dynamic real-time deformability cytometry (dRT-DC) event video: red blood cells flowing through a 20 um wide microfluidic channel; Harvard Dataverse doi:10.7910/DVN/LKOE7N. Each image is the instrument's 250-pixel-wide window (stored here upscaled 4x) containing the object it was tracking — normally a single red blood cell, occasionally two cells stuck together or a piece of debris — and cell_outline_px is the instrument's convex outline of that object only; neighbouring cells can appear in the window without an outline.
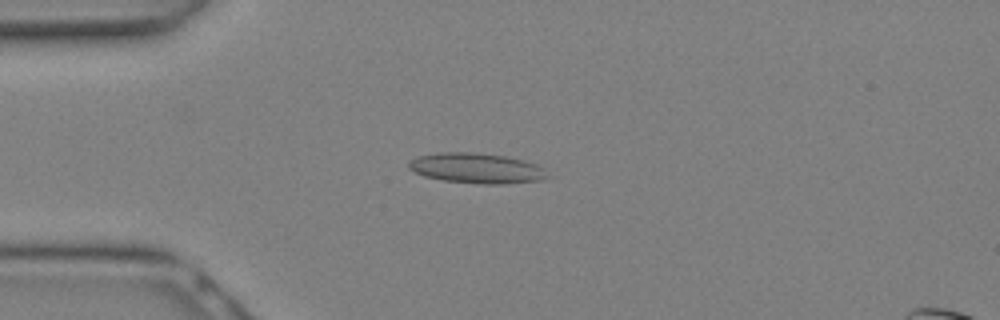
{"species": "Egyptian fruit bat (a non-hibernating species)", "species_latin": "Rousettus aegyptiacus", "temperature_condition": "warm", "stored_images_in_passage": 9, "camera_frame_rate_fps": 3000, "um_per_image_px": 0.085, "animal": {"sex": "female"}, "frame": {"image": 1, "passage_image": 6, "time_ms": 1.667, "image_size_px": [1000, 320], "cell_outline_px": [[556, 176], [540, 180], [504, 184], [484, 184], [444, 180], [424, 176], [408, 168], [408, 160], [416, 156], [440, 152], [476, 152], [508, 156], [524, 160], [536, 164], [544, 168]], "centroid_in_image_um": [40.58, 14.29], "position_along_channel_um": 44.4, "area_um2": 24.91}}
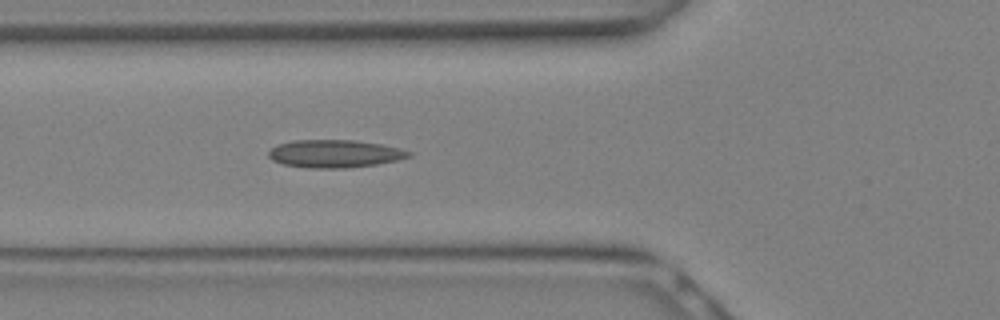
{"frame": {"image": 2, "passage_image": 9, "time_ms": 2.667, "image_size_px": [1000, 320], "cell_outline_px": [[412, 156], [396, 160], [376, 164], [348, 168], [308, 168], [284, 164], [272, 160], [268, 156], [268, 152], [276, 144], [292, 140], [356, 140], [380, 144], [400, 148], [412, 152]], "centroid_in_image_um": [28.44, 13.06], "position_along_channel_um": 97.4, "area_um2": 22.77}}